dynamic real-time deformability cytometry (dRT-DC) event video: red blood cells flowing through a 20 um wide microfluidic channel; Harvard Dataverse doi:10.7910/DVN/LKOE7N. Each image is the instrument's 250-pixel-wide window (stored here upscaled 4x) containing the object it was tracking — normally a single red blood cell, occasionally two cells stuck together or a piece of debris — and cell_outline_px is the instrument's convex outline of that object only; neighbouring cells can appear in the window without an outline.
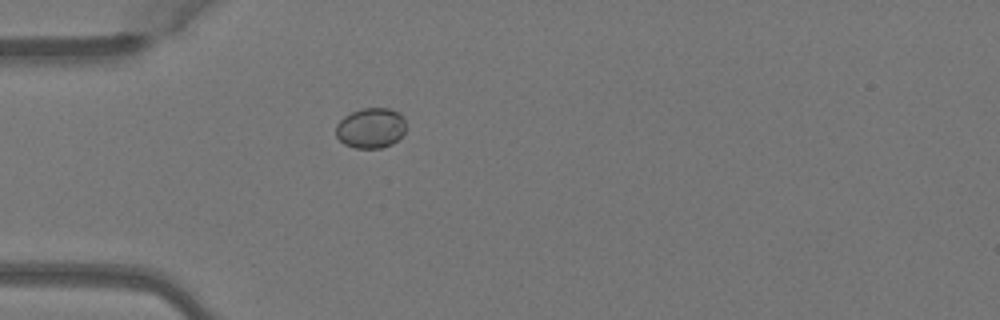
{"species": "Egyptian fruit bat (a non-hibernating species)", "species_latin": "Rousettus aegyptiacus", "temperature_condition": "warm", "stored_images_in_passage": 3, "camera_frame_rate_fps": 3000, "um_per_image_px": 0.085, "animal": {"sex": "female"}, "frame": {"image": 1, "passage_image": 2, "time_ms": 0.333, "image_size_px": [1000, 320], "cell_outline_px": [[404, 132], [392, 144], [380, 148], [356, 148], [344, 144], [336, 136], [336, 124], [344, 116], [352, 112], [364, 108], [388, 108], [400, 112], [404, 116]], "centroid_in_image_um": [31.51, 10.87], "position_along_channel_um": 53.5, "area_um2": 16.42}}